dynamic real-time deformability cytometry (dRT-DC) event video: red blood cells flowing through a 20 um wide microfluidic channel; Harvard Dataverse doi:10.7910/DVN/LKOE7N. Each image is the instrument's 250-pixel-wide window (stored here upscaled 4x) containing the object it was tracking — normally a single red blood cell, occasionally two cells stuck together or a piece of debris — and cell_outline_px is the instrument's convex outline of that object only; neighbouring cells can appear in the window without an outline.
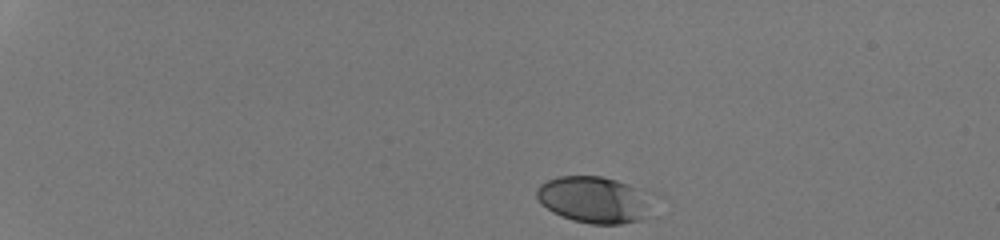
{"species": "human", "species_latin": "Homo sapiens", "temperature_condition": "room temperature", "stored_images_in_passage": 36, "camera_frame_rate_fps": 3000, "um_per_image_px": 0.085, "donor": {"sex": "male"}, "frame": {"image": 1, "passage_image": 1, "time_ms": 0.0, "image_size_px": [1000, 240], "cell_outline_px": [[664, 196], [648, 216], [640, 220], [620, 224], [592, 224], [572, 220], [552, 212], [540, 204], [536, 196], [536, 188], [540, 184], [548, 180], [560, 176], [600, 176], [616, 180], [656, 192]], "centroid_in_image_um": [50.72, 16.97], "position_along_channel_um": 34.3, "area_um2": 33.18}}
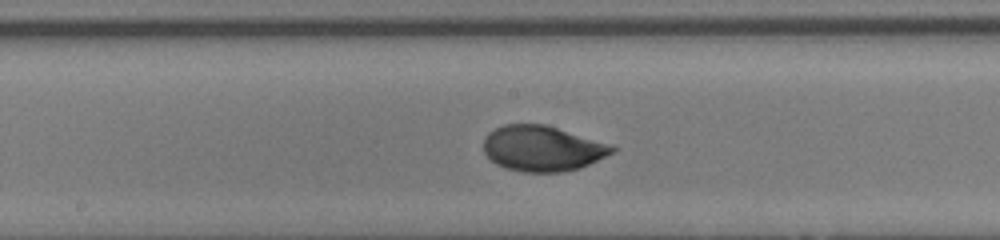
{"frame": {"image": 2, "passage_image": 21, "time_ms": 6.667, "image_size_px": [1000, 240], "cell_outline_px": [[616, 152], [580, 168], [560, 172], [524, 172], [504, 168], [496, 164], [484, 152], [484, 136], [488, 132], [504, 124], [544, 124], [612, 144], [616, 148]], "centroid_in_image_um": [46.12, 12.62], "position_along_channel_um": 202.1, "area_um2": 34.22}}
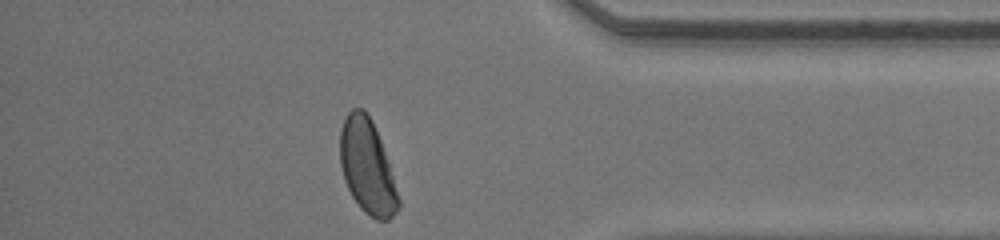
{"frame": {"image": 3, "passage_image": 36, "time_ms": 11.667, "image_size_px": [1000, 240], "cell_outline_px": [[400, 208], [388, 220], [376, 220], [368, 216], [360, 208], [352, 196], [344, 180], [340, 164], [340, 128], [348, 112], [352, 108], [364, 108], [372, 120], [380, 140], [400, 200]], "centroid_in_image_um": [31.19, 14.18], "position_along_channel_um": 404.0, "area_um2": 31.85}, "authors_computed_cell_mechanics": {"area_um2": 33.2061, "velocity_mm_per_s": 4.2923, "shape_relaxation_time_tau1_ms": 2.4924, "shape_relaxation_time_tau2_ms": null, "deformation_change_tau1": 0.1528, "deformation_change_tau2": null}}